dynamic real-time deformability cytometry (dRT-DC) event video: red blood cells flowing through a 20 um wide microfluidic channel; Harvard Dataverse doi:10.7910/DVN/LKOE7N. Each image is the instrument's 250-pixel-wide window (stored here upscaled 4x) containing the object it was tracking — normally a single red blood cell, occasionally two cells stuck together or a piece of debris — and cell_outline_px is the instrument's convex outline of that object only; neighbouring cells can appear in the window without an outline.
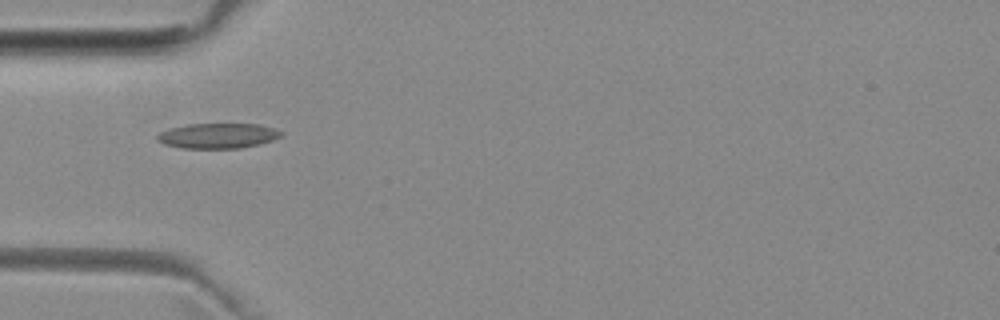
{"species": "common noctule bat (a hibernating species)", "species_latin": "Nyctalus noctula", "temperature_condition": "room temperature", "stored_images_in_passage": 2, "camera_frame_rate_fps": 3000, "um_per_image_px": 0.085, "animal": {"sex": "female", "body_mass_g": 29.2, "forearm_length_mm": 56.3}, "frame": {"image": 1, "passage_image": 1, "time_ms": 0.0, "image_size_px": [1000, 320], "cell_outline_px": [[284, 132], [280, 136], [272, 140], [260, 144], [240, 148], [184, 148], [164, 144], [156, 140], [156, 136], [160, 132], [168, 128], [188, 124], [260, 124]], "centroid_in_image_um": [18.49, 11.54], "position_along_channel_um": 66.5, "area_um2": 18.15}}
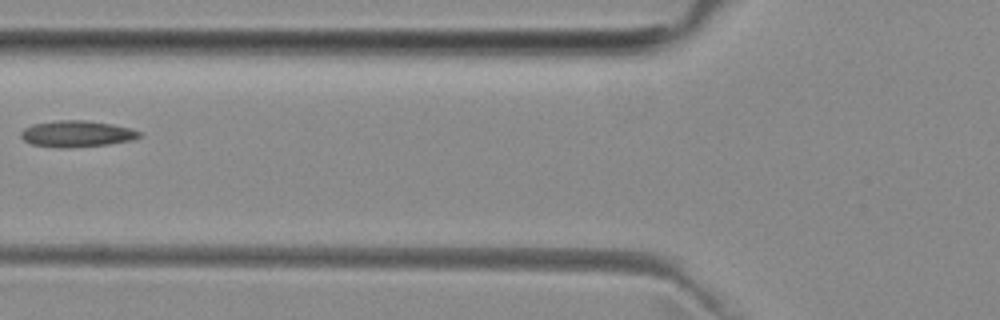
{"frame": {"image": 2, "passage_image": 2, "time_ms": 1.333, "image_size_px": [1000, 320], "cell_outline_px": [[144, 136], [132, 140], [108, 144], [64, 148], [60, 148], [32, 144], [24, 140], [20, 136], [20, 132], [24, 128], [32, 124], [56, 120], [88, 120], [112, 124], [132, 128], [140, 132]], "centroid_in_image_um": [6.54, 11.36], "position_along_channel_um": 119.3, "area_um2": 18.32}}